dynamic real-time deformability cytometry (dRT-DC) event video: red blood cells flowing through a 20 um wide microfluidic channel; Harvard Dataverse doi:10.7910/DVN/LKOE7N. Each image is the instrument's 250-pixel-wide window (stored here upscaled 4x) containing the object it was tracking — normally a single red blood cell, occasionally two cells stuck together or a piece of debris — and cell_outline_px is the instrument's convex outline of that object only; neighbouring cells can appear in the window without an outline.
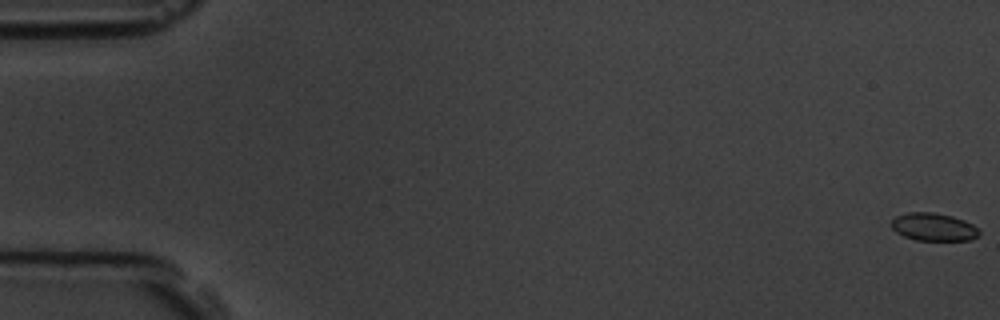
{"species": "common noctule bat (a hibernating species)", "species_latin": "Nyctalus noctula", "temperature_condition": "room temperature", "stored_images_in_passage": 10, "camera_frame_rate_fps": 3000, "um_per_image_px": 0.085, "animal": {"sex": "male", "body_mass_g": 19.5, "forearm_length_mm": 54.6}, "frame": {"image": 1, "passage_image": 1, "time_ms": 0.0, "image_size_px": [1000, 320], "cell_outline_px": [[980, 236], [972, 240], [916, 240], [904, 236], [896, 232], [888, 224], [896, 216], [908, 212], [932, 212], [952, 216], [964, 220], [972, 224], [980, 232]], "centroid_in_image_um": [79.34, 19.29], "position_along_channel_um": 5.7, "area_um2": 14.33}}
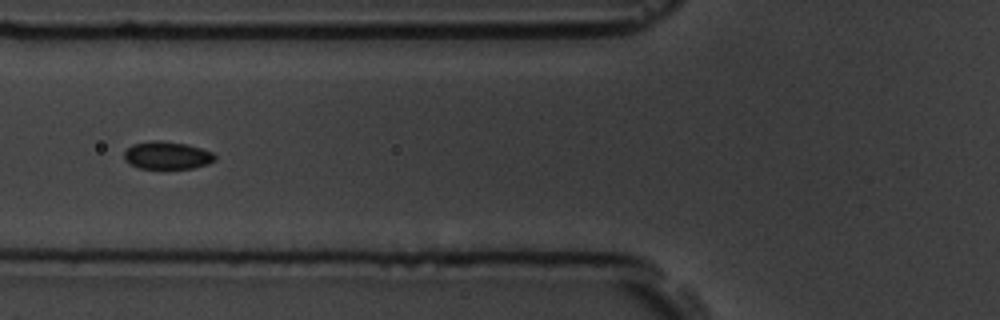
{"frame": {"image": 2, "passage_image": 7, "time_ms": 7.0, "image_size_px": [1000, 320], "cell_outline_px": [[216, 160], [208, 164], [192, 168], [140, 168], [128, 164], [124, 160], [124, 152], [132, 144], [152, 140], [160, 140], [188, 144], [212, 152], [216, 156]], "centroid_in_image_um": [14.19, 13.2], "position_along_channel_um": 111.6, "area_um2": 14.74}}
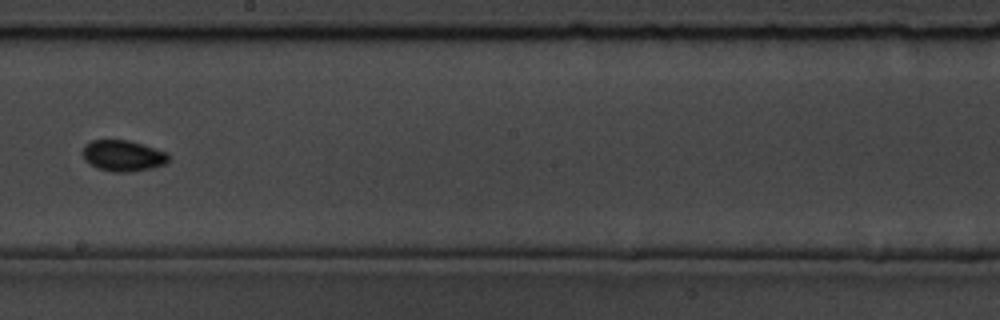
{"frame": {"image": 3, "passage_image": 10, "time_ms": 10.333, "image_size_px": [1000, 320], "cell_outline_px": [[172, 160], [168, 164], [152, 168], [128, 172], [112, 172], [96, 168], [88, 164], [84, 160], [80, 152], [84, 144], [92, 140], [128, 140], [168, 152]], "centroid_in_image_um": [10.45, 13.24], "position_along_channel_um": 237.7, "area_um2": 16.07}}